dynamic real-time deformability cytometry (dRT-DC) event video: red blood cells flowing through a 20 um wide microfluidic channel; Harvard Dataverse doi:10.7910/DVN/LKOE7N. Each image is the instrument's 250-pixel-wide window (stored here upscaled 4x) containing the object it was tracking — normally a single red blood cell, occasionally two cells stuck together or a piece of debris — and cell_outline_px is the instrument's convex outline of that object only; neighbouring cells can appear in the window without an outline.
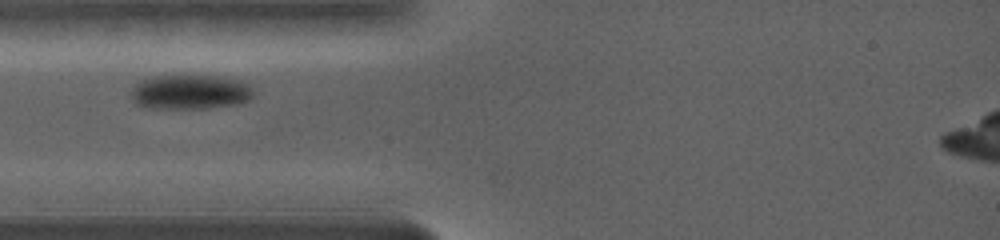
{"species": "common noctule bat (a hibernating species)", "species_latin": "Nyctalus noctula", "temperature_condition": "warm", "stored_images_in_passage": 59, "camera_frame_rate_fps": 5000, "um_per_image_px": 0.085, "animal": {"sex": "female", "body_mass_g": 19.0, "forearm_length_mm": 56.7}, "frame": {"image": 1, "passage_image": 1, "time_ms": 0.0, "image_size_px": [1000, 240], "cell_outline_px": [[252, 92], [244, 100], [216, 104], [144, 104], [136, 100], [132, 92], [144, 80], [156, 76], [208, 76], [240, 80]], "centroid_in_image_um": [16.18, 7.69], "position_along_channel_um": 68.8, "area_um2": 20.69}}
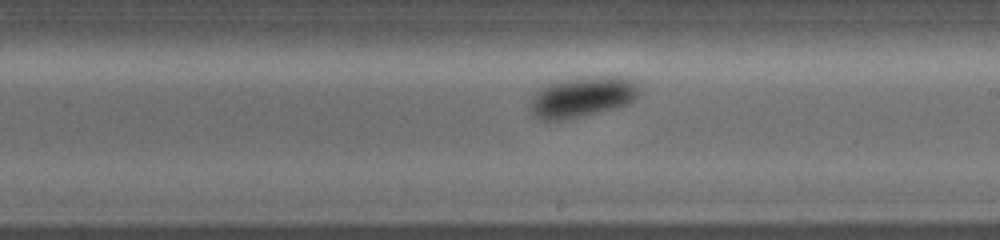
{"frame": {"image": 2, "passage_image": 27, "time_ms": 4.8, "image_size_px": [1000, 240], "cell_outline_px": [[636, 96], [624, 104], [608, 108], [572, 116], [548, 120], [540, 116], [532, 108], [532, 100], [536, 92], [552, 84], [580, 76], [620, 76], [632, 80], [636, 84]], "centroid_in_image_um": [49.53, 8.16], "position_along_channel_um": 239.5, "area_um2": 23.58}}
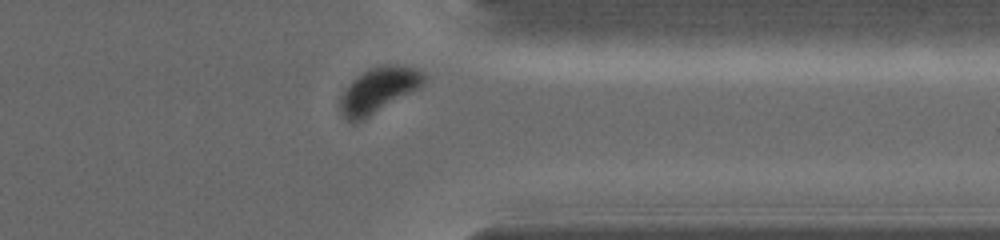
{"frame": {"image": 3, "passage_image": 47, "time_ms": 8.8, "image_size_px": [1000, 240], "cell_outline_px": [[424, 80], [420, 84], [364, 116], [352, 120], [348, 116], [344, 108], [344, 96], [348, 88], [364, 72], [372, 68], [412, 68], [420, 72], [424, 76]], "centroid_in_image_um": [32.2, 7.59], "position_along_channel_um": 379.2, "area_um2": 17.92}}